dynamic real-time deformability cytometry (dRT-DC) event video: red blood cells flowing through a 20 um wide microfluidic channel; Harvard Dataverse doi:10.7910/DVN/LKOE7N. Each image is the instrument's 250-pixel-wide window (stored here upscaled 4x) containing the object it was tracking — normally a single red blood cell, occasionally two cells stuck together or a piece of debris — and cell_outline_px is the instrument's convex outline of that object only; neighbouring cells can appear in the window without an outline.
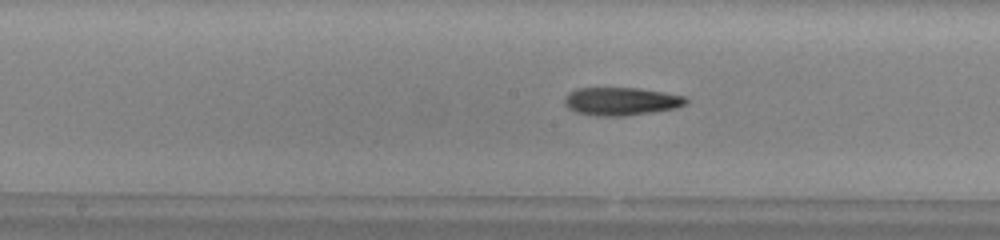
{"species": "common noctule bat (a hibernating species)", "species_latin": "Nyctalus noctula", "temperature_condition": "warm", "stored_images_in_passage": 37, "camera_frame_rate_fps": 3000, "um_per_image_px": 0.085, "animal": {"sex": "male", "body_mass_g": 13.0, "forearm_length_mm": 53.1}, "frame": {"image": 1, "passage_image": 17, "time_ms": 5.333, "image_size_px": [1000, 240], "cell_outline_px": [[688, 104], [676, 108], [652, 112], [624, 116], [600, 116], [576, 112], [568, 108], [564, 104], [564, 96], [568, 92], [576, 88], [640, 88], [664, 92], [684, 96], [688, 100]], "centroid_in_image_um": [52.79, 8.61], "position_along_channel_um": 195.4, "area_um2": 20.0}}
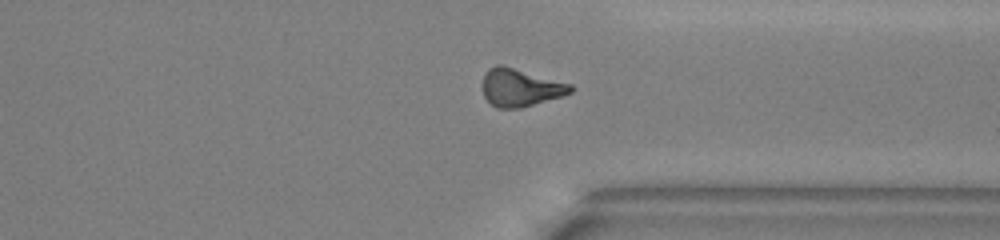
{"frame": {"image": 2, "passage_image": 30, "time_ms": 9.667, "image_size_px": [1000, 240], "cell_outline_px": [[576, 88], [572, 92], [560, 96], [520, 108], [496, 108], [484, 96], [484, 72], [488, 68], [496, 64], [500, 64], [572, 84]], "centroid_in_image_um": [44.23, 7.43], "position_along_channel_um": 367.2, "area_um2": 19.13}}
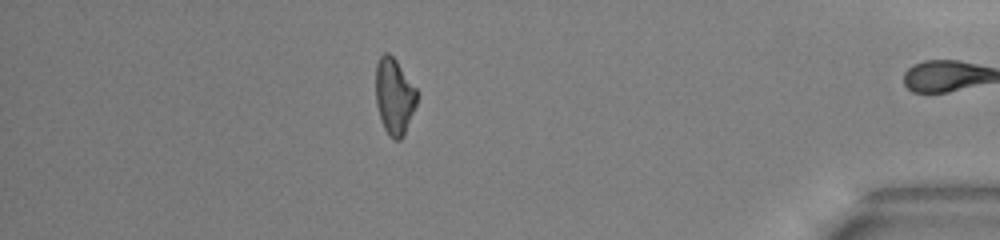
{"frame": {"image": 3, "passage_image": 36, "time_ms": 11.667, "image_size_px": [1000, 240], "cell_outline_px": [[416, 104], [404, 136], [400, 140], [396, 140], [388, 136], [384, 128], [376, 104], [376, 64], [380, 56], [384, 52], [388, 52], [396, 60], [416, 88]], "centroid_in_image_um": [33.5, 8.19], "position_along_channel_um": 401.7, "area_um2": 18.21}, "authors_computed_cell_mechanics": {"area_um2": 19.4208, "velocity_mm_per_s": 3.9948, "shape_relaxation_time_tau1_ms": 5.1683, "shape_relaxation_time_tau2_ms": null, "deformation_change_tau1": 0.1619, "deformation_change_tau2": null}}